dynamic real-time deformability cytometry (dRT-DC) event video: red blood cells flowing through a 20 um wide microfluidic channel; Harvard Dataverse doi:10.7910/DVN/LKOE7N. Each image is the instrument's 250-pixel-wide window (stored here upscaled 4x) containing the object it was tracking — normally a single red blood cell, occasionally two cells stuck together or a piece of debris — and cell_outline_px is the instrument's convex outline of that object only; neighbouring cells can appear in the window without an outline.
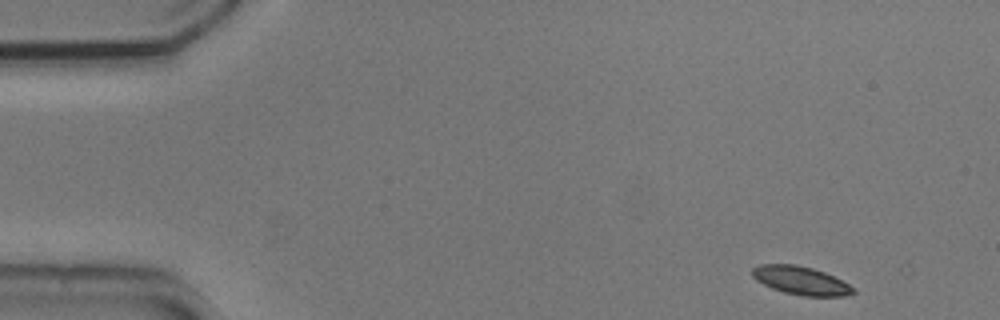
{"species": "common noctule bat (a hibernating species)", "species_latin": "Nyctalus noctula", "temperature_condition": "cold", "stored_images_in_passage": 11, "camera_frame_rate_fps": 3000, "um_per_image_px": 0.085, "animal": {"sex": "male", "body_mass_g": 20.5, "forearm_length_mm": 52.5}, "frame": {"image": 1, "passage_image": 1, "time_ms": 0.0, "image_size_px": [1000, 320], "cell_outline_px": [[856, 292], [844, 296], [804, 296], [784, 292], [772, 288], [756, 280], [752, 276], [752, 268], [760, 264], [796, 264], [812, 268], [824, 272], [856, 288]], "centroid_in_image_um": [68.07, 23.84], "position_along_channel_um": 16.9, "area_um2": 16.59}}